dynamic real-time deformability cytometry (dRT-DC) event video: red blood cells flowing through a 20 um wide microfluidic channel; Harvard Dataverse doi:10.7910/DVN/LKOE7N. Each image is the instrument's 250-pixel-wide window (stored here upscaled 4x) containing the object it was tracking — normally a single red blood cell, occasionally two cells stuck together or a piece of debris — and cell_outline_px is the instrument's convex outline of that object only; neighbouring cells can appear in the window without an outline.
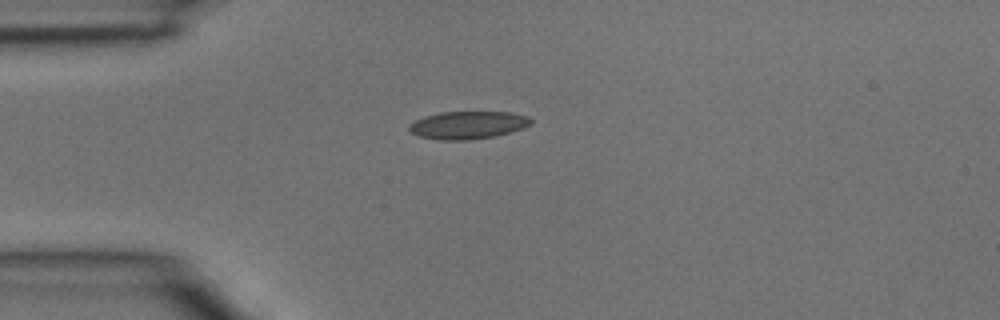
{"species": "common noctule bat (a hibernating species)", "species_latin": "Nyctalus noctula", "temperature_condition": "room temperature", "stored_images_in_passage": 2, "camera_frame_rate_fps": 3000, "um_per_image_px": 0.085, "animal": {"sex": "male", "body_mass_g": 15.6}, "frame": {"image": 1, "passage_image": 2, "time_ms": 0.333, "image_size_px": [1000, 320], "cell_outline_px": [[532, 124], [496, 136], [468, 140], [440, 140], [420, 136], [408, 132], [408, 124], [424, 116], [440, 112], [512, 112], [528, 116], [532, 120]], "centroid_in_image_um": [39.73, 10.63], "position_along_channel_um": 45.3, "area_um2": 19.71}}